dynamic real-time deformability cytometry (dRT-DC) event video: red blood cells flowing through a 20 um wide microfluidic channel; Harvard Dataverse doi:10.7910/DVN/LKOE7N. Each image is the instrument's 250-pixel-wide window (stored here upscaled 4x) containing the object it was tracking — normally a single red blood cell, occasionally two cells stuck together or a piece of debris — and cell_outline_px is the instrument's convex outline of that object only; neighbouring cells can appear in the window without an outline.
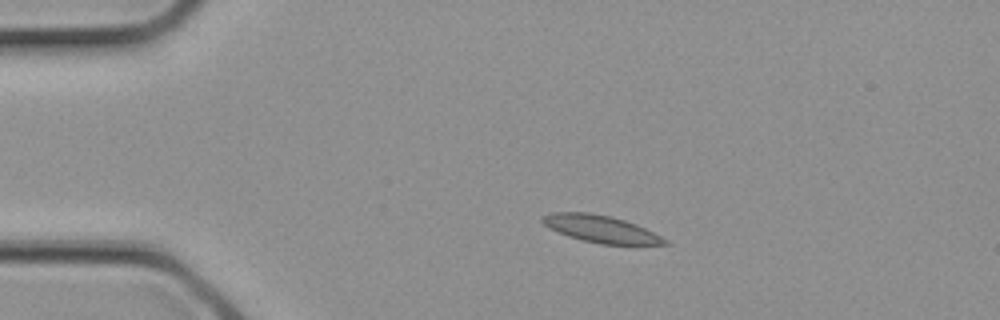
{"species": "common noctule bat (a hibernating species)", "species_latin": "Nyctalus noctula", "temperature_condition": "cold", "stored_images_in_passage": 1, "camera_frame_rate_fps": 3000, "um_per_image_px": 0.085, "animal": {"sex": "female", "body_mass_g": 21.9}, "frame": {"image": 1, "passage_image": 1, "time_ms": 0.0, "image_size_px": [1000, 320], "cell_outline_px": [[672, 244], [600, 244], [568, 236], [544, 224], [540, 220], [540, 216], [552, 212], [588, 212], [612, 216], [636, 224], [668, 240]], "centroid_in_image_um": [51.05, 19.44], "position_along_channel_um": 33.9, "area_um2": 19.13}}